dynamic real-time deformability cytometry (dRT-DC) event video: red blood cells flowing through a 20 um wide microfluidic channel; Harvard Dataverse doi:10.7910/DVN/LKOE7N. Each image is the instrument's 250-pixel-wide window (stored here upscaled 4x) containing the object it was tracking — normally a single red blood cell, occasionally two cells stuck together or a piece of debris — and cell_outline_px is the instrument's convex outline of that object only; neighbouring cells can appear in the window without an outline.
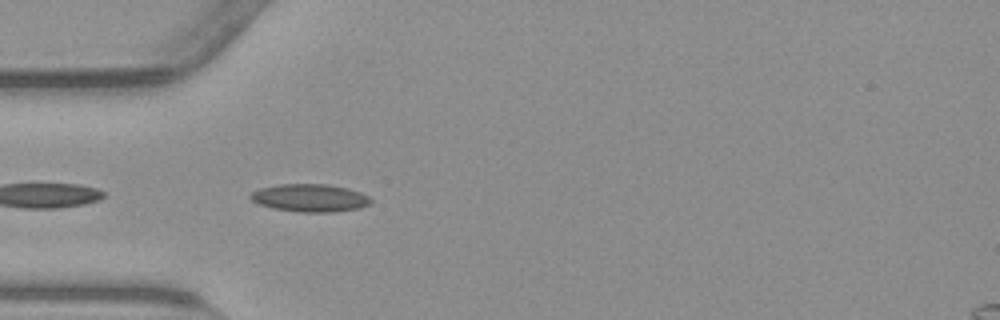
{"species": "common noctule bat (a hibernating species)", "species_latin": "Nyctalus noctula", "temperature_condition": "warm", "stored_images_in_passage": 25, "camera_frame_rate_fps": 3000, "um_per_image_px": 0.085, "animal": {"sex": "male", "body_mass_g": 23.1, "forearm_length_mm": 52.7}, "frame": {"image": 1, "passage_image": 2, "time_ms": 0.333, "image_size_px": [1000, 320], "cell_outline_px": [[372, 200], [368, 204], [360, 208], [332, 212], [300, 212], [272, 208], [260, 204], [252, 200], [248, 196], [252, 192], [260, 188], [280, 184], [328, 184], [348, 188], [360, 192], [368, 196]], "centroid_in_image_um": [26.34, 16.82], "position_along_channel_um": 58.7, "area_um2": 19.42}}
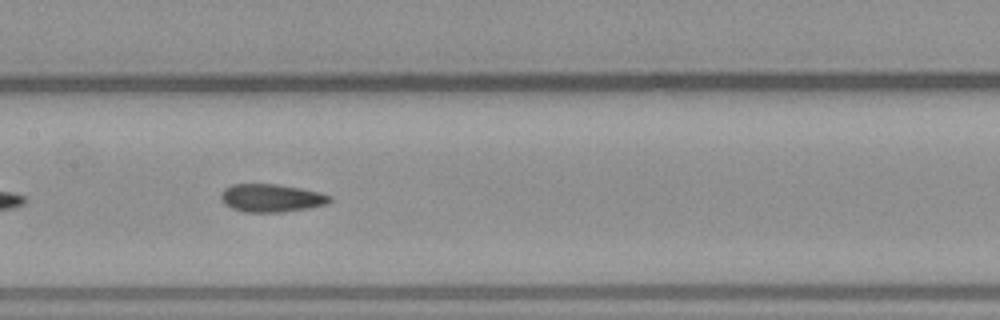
{"frame": {"image": 2, "passage_image": 12, "time_ms": 3.667, "image_size_px": [1000, 320], "cell_outline_px": [[332, 200], [324, 204], [308, 208], [280, 212], [244, 212], [232, 208], [224, 204], [220, 200], [220, 196], [224, 188], [232, 184], [276, 184], [300, 188], [320, 192], [332, 196]], "centroid_in_image_um": [23.03, 16.82], "position_along_channel_um": 184.4, "area_um2": 17.74}}
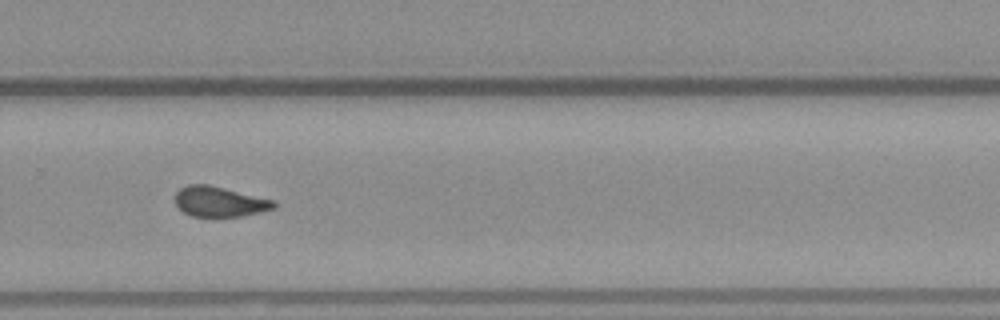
{"frame": {"image": 3, "passage_image": 22, "time_ms": 7.0, "image_size_px": [1000, 320], "cell_outline_px": [[276, 208], [244, 216], [192, 216], [184, 212], [176, 204], [176, 192], [180, 188], [188, 184], [208, 184], [276, 200]], "centroid_in_image_um": [18.7, 17.13], "position_along_channel_um": 311.1, "area_um2": 17.4}}